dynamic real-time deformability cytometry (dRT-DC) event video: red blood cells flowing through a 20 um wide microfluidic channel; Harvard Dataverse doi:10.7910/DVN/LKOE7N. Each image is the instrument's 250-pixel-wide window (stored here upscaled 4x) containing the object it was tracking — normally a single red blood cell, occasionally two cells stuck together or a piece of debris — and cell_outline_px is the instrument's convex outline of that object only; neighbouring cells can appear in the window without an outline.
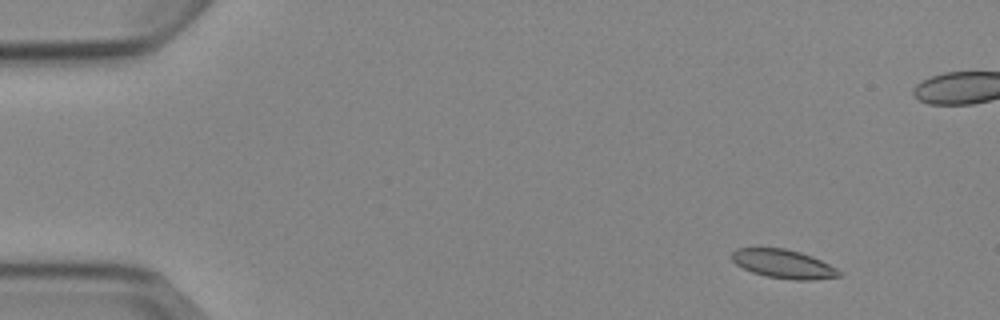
{"species": "Egyptian fruit bat (a non-hibernating species)", "species_latin": "Rousettus aegyptiacus", "temperature_condition": "cold", "stored_images_in_passage": 6, "segment_of_instrument_passage": [1, 2], "camera_frame_rate_fps": 3000, "um_per_image_px": 0.085, "animal": {"sex": "female"}, "frame": {"image": 1, "passage_image": 1, "time_ms": 0.0, "image_size_px": [1000, 320], "cell_outline_px": [[840, 276], [812, 280], [796, 280], [768, 276], [752, 272], [736, 264], [732, 260], [732, 252], [736, 248], [784, 248], [800, 252], [812, 256], [836, 268], [840, 272]], "centroid_in_image_um": [66.58, 22.43], "position_along_channel_um": 18.4, "area_um2": 17.69}}
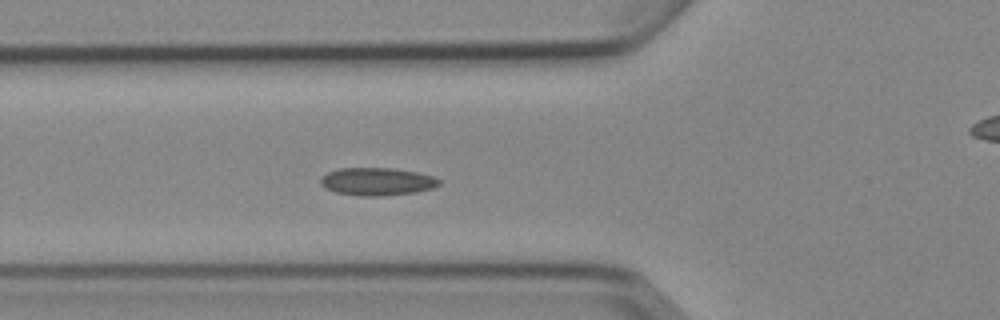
{"frame": {"image": 2, "passage_image": 5, "time_ms": 4.667, "image_size_px": [1000, 320], "cell_outline_px": [[440, 184], [432, 188], [416, 192], [380, 196], [364, 196], [336, 192], [324, 188], [320, 184], [320, 176], [328, 172], [340, 168], [392, 168], [416, 172], [432, 176], [440, 180]], "centroid_in_image_um": [32.01, 15.43], "position_along_channel_um": 93.8, "area_um2": 19.13}}